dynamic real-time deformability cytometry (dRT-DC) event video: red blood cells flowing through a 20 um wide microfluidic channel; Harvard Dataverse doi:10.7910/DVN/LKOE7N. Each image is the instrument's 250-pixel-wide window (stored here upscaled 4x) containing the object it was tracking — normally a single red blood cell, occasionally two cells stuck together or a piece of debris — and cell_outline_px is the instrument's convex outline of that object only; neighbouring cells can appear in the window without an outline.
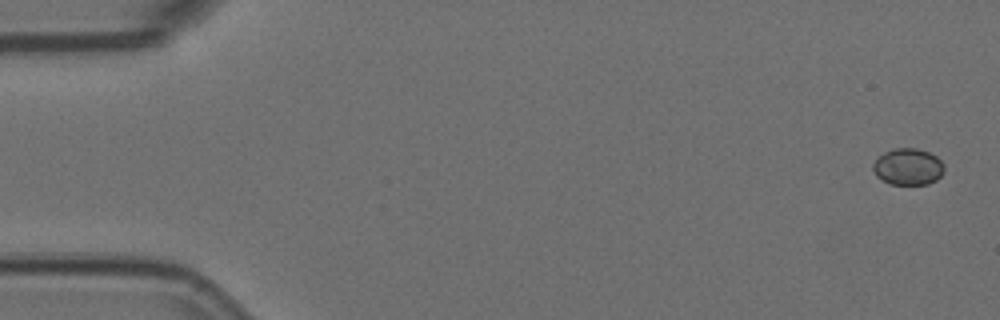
{"species": "Egyptian fruit bat (a non-hibernating species)", "species_latin": "Rousettus aegyptiacus", "temperature_condition": "room temperature", "stored_images_in_passage": 5, "camera_frame_rate_fps": 3000, "um_per_image_px": 0.085, "animal": {"sex": "female"}, "frame": {"image": 1, "passage_image": 1, "time_ms": 0.0, "image_size_px": [1000, 320], "cell_outline_px": [[944, 172], [936, 180], [928, 184], [892, 184], [876, 176], [872, 168], [872, 164], [884, 152], [892, 148], [916, 148], [928, 152], [936, 156], [944, 164]], "centroid_in_image_um": [77.19, 14.16], "position_along_channel_um": 7.8, "area_um2": 15.14}}